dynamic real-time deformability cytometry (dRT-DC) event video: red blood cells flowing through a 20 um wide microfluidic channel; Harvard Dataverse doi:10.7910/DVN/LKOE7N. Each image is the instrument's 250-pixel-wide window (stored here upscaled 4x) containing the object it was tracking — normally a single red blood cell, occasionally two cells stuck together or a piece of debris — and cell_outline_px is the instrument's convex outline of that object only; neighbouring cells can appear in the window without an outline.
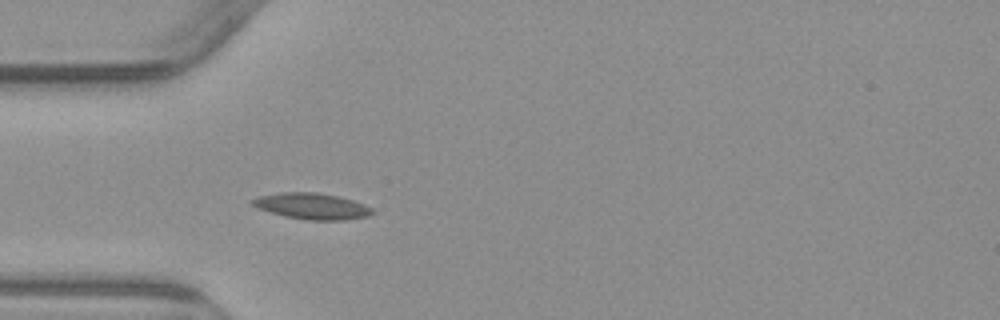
{"species": "common noctule bat (a hibernating species)", "species_latin": "Nyctalus noctula", "temperature_condition": "warm", "stored_images_in_passage": 4, "camera_frame_rate_fps": 3000, "um_per_image_px": 0.085, "animal": {"sex": "male", "body_mass_g": 23.1, "forearm_length_mm": 52.7}, "frame": {"image": 1, "passage_image": 4, "time_ms": 5.333, "image_size_px": [1000, 320], "cell_outline_px": [[376, 212], [368, 216], [344, 220], [308, 220], [284, 216], [260, 208], [252, 204], [248, 200], [260, 196], [280, 192], [316, 192], [340, 196], [364, 204], [372, 208]], "centroid_in_image_um": [26.55, 17.52], "position_along_channel_um": 58.5, "area_um2": 18.26}}